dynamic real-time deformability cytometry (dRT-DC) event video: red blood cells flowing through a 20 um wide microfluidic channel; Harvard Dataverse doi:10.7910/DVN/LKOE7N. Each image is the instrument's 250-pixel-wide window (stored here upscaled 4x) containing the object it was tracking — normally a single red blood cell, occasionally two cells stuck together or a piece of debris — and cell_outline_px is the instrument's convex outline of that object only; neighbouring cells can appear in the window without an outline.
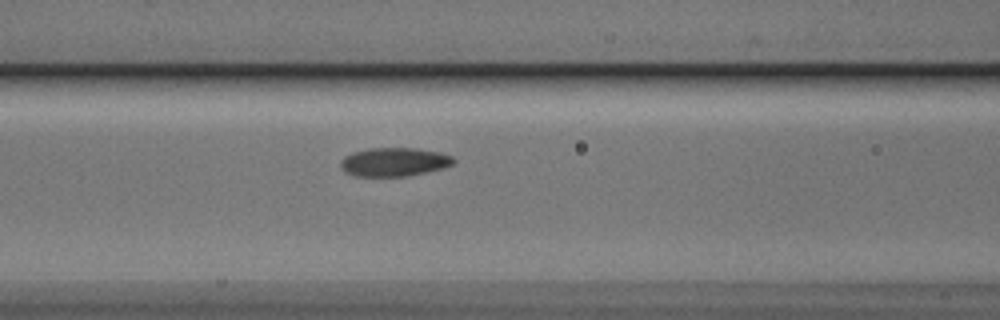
{"species": "Egyptian fruit bat (a non-hibernating species)", "species_latin": "Rousettus aegyptiacus", "temperature_condition": "cold", "stored_images_in_passage": 29, "camera_frame_rate_fps": 3000, "um_per_image_px": 0.085, "animal": {"sex": "male"}, "frame": {"image": 1, "passage_image": 8, "time_ms": 2.333, "image_size_px": [1000, 320], "cell_outline_px": [[456, 160], [452, 164], [444, 168], [404, 176], [352, 176], [344, 172], [340, 168], [340, 160], [344, 156], [352, 152], [368, 148], [416, 148], [440, 152], [452, 156]], "centroid_in_image_um": [33.45, 13.76], "position_along_channel_um": 133.1, "area_um2": 19.02}}
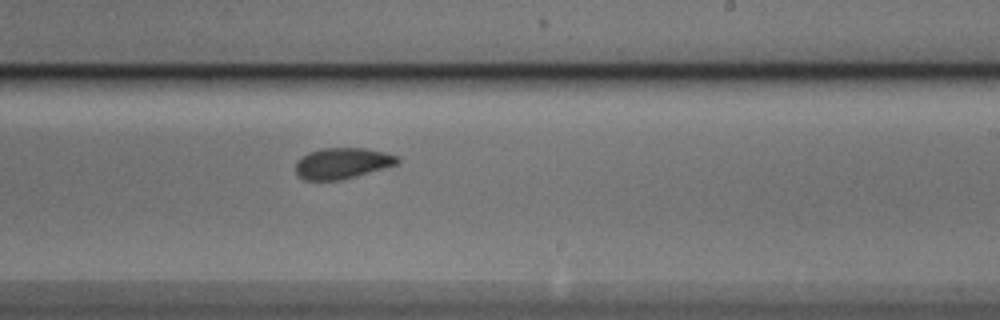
{"frame": {"image": 2, "passage_image": 18, "time_ms": 5.667, "image_size_px": [1000, 320], "cell_outline_px": [[400, 160], [396, 164], [340, 180], [304, 180], [296, 176], [296, 160], [308, 152], [320, 148], [364, 148], [384, 152], [400, 156]], "centroid_in_image_um": [29.04, 13.87], "position_along_channel_um": 260.0, "area_um2": 18.32}}
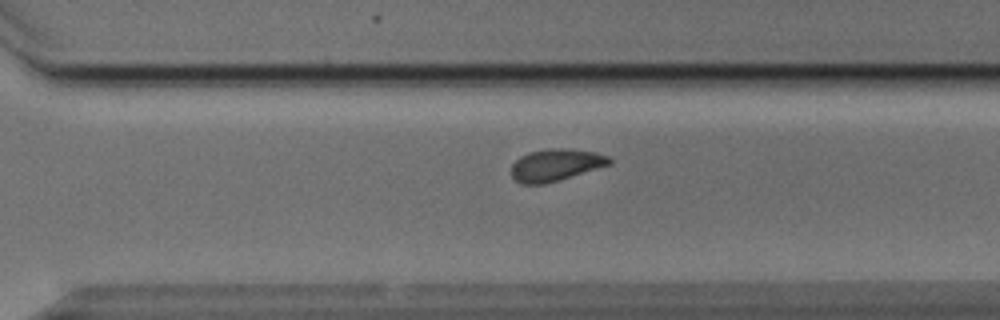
{"frame": {"image": 3, "passage_image": 23, "time_ms": 7.333, "image_size_px": [1000, 320], "cell_outline_px": [[612, 164], [544, 184], [520, 184], [512, 176], [512, 164], [520, 156], [528, 152], [552, 148], [564, 148], [592, 152], [608, 156], [612, 160]], "centroid_in_image_um": [47.22, 14.02], "position_along_channel_um": 323.4, "area_um2": 18.09}}